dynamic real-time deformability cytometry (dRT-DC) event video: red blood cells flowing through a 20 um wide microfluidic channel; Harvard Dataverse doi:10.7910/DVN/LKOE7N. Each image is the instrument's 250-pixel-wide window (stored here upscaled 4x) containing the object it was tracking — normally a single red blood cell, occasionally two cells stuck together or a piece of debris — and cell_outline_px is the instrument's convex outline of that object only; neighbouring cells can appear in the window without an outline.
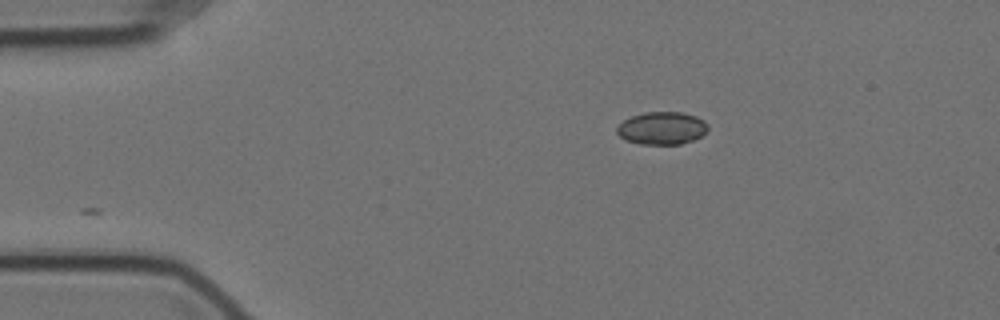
{"species": "Egyptian fruit bat (a non-hibernating species)", "species_latin": "Rousettus aegyptiacus", "temperature_condition": "cold", "stored_images_in_passage": 48, "camera_frame_rate_fps": 3000, "um_per_image_px": 0.085, "animal": {"sex": "female"}, "frame": {"image": 1, "passage_image": 1, "time_ms": 0.0, "image_size_px": [1000, 320], "cell_outline_px": [[708, 132], [692, 140], [680, 144], [640, 144], [624, 140], [616, 132], [616, 128], [624, 120], [632, 116], [644, 112], [680, 112], [696, 116], [704, 120], [708, 124]], "centroid_in_image_um": [56.27, 10.89], "position_along_channel_um": 28.7, "area_um2": 17.4}}
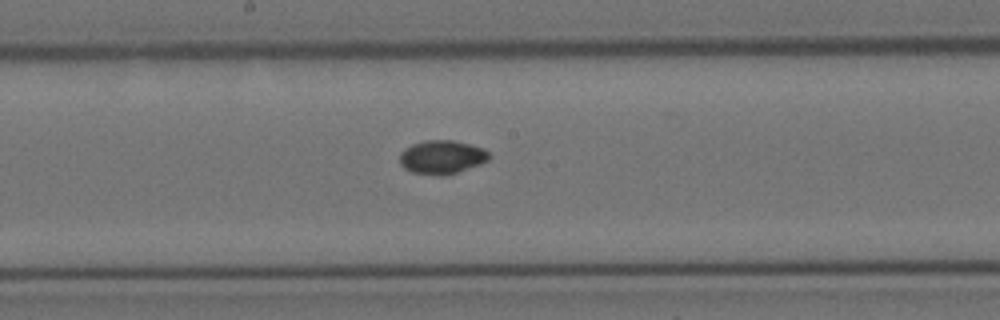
{"frame": {"image": 2, "passage_image": 21, "time_ms": 6.667, "image_size_px": [1000, 320], "cell_outline_px": [[492, 156], [488, 160], [480, 164], [444, 176], [440, 176], [412, 172], [404, 168], [400, 164], [400, 152], [404, 148], [412, 144], [424, 140], [452, 140], [484, 148]], "centroid_in_image_um": [37.54, 13.35], "position_along_channel_um": 210.7, "area_um2": 17.57}}
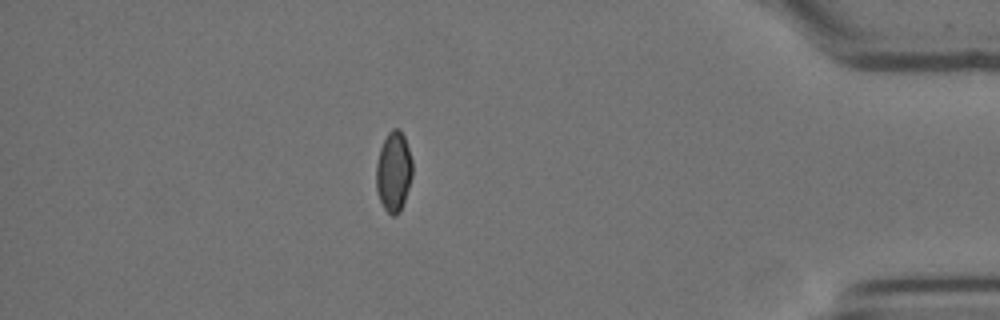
{"frame": {"image": 3, "passage_image": 41, "time_ms": 13.333, "image_size_px": [1000, 320], "cell_outline_px": [[412, 176], [400, 212], [396, 216], [392, 216], [384, 208], [380, 200], [376, 188], [376, 164], [380, 148], [388, 132], [392, 128], [400, 128], [404, 136], [412, 160]], "centroid_in_image_um": [33.45, 14.57], "position_along_channel_um": 401.7, "area_um2": 16.88}, "authors_computed_cell_mechanics": {"area_um2": 17.2244, "velocity_mm_per_s": 3.5118, "shape_relaxation_time_tau1_ms": null, "shape_relaxation_time_tau2_ms": 4.2461, "deformation_change_tau1": null, "deformation_change_tau2": 0.0311}}